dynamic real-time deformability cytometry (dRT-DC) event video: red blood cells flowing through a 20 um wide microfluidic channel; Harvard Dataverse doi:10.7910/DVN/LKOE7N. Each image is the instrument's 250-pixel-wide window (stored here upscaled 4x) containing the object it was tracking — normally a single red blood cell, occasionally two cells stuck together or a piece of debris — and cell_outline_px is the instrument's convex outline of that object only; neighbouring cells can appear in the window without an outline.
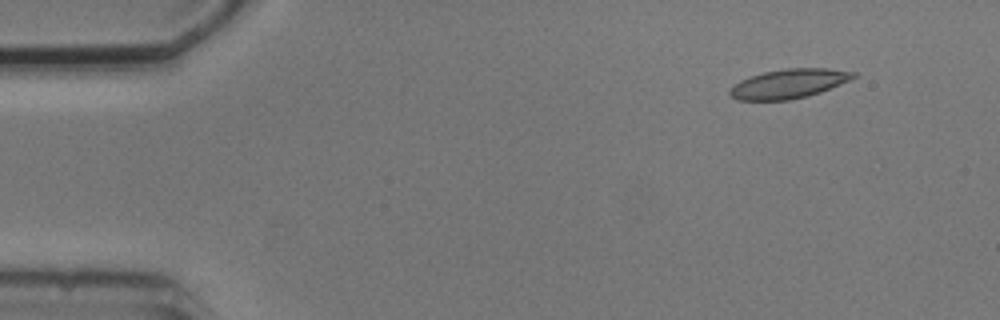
{"species": "common noctule bat (a hibernating species)", "species_latin": "Nyctalus noctula", "temperature_condition": "cold", "stored_images_in_passage": 7, "camera_frame_rate_fps": 3000, "um_per_image_px": 0.085, "animal": {"sex": "male", "body_mass_g": 20.5, "forearm_length_mm": 52.5}, "frame": {"image": 1, "passage_image": 2, "time_ms": 1.0, "image_size_px": [1000, 320], "cell_outline_px": [[856, 76], [840, 84], [820, 92], [808, 96], [788, 100], [736, 100], [728, 96], [728, 92], [740, 80], [764, 72], [784, 68], [828, 68], [856, 72]], "centroid_in_image_um": [67.03, 7.11], "position_along_channel_um": 18.0, "area_um2": 20.98}}
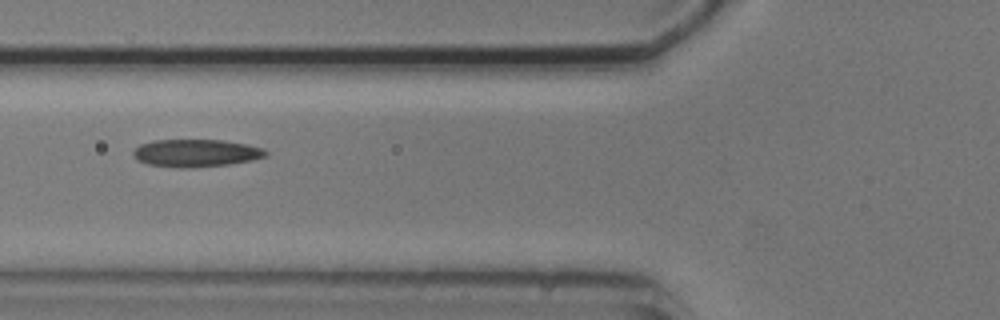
{"frame": {"image": 2, "passage_image": 6, "time_ms": 6.0, "image_size_px": [1000, 320], "cell_outline_px": [[268, 156], [252, 160], [228, 164], [180, 168], [148, 164], [136, 160], [132, 152], [140, 144], [152, 140], [224, 140], [264, 148], [268, 152]], "centroid_in_image_um": [16.65, 13.0], "position_along_channel_um": 109.1, "area_um2": 21.21}}
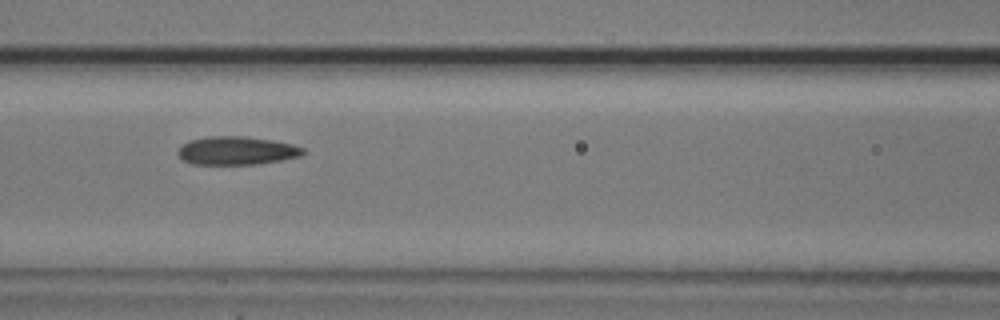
{"frame": {"image": 3, "passage_image": 7, "time_ms": 7.0, "image_size_px": [1000, 320], "cell_outline_px": [[308, 152], [304, 156], [260, 164], [192, 164], [184, 160], [176, 152], [180, 144], [188, 140], [208, 136], [248, 136], [272, 140], [292, 144], [304, 148]], "centroid_in_image_um": [20.15, 12.8], "position_along_channel_um": 146.5, "area_um2": 21.1}}